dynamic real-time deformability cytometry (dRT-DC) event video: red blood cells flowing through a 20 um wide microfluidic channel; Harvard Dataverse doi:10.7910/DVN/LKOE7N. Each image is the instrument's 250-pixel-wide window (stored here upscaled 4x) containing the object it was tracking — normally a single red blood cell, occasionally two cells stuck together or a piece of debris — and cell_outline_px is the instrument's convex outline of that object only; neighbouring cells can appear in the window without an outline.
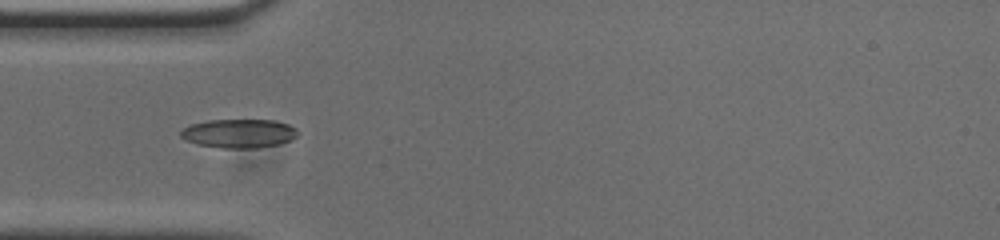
{"species": "common noctule bat (a hibernating species)", "species_latin": "Nyctalus noctula", "temperature_condition": "cold", "stored_images_in_passage": 10, "camera_frame_rate_fps": 3000, "um_per_image_px": 0.085, "animal": {"sex": "male", "body_mass_g": 20.0, "forearm_length_mm": 53.3}, "frame": {"image": 1, "passage_image": 4, "time_ms": 1.0, "image_size_px": [1000, 240], "cell_outline_px": [[296, 136], [280, 144], [256, 148], [220, 148], [196, 144], [180, 136], [180, 132], [184, 128], [192, 124], [208, 120], [276, 120], [288, 124], [296, 128]], "centroid_in_image_um": [20.3, 11.34], "position_along_channel_um": 64.7, "area_um2": 19.54}}
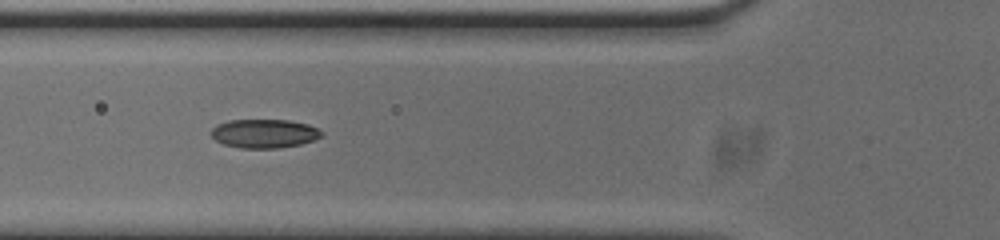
{"frame": {"image": 2, "passage_image": 7, "time_ms": 2.0, "image_size_px": [1000, 240], "cell_outline_px": [[324, 136], [300, 144], [276, 148], [240, 148], [224, 144], [216, 140], [212, 136], [212, 128], [216, 124], [228, 120], [288, 120], [308, 124], [324, 132]], "centroid_in_image_um": [22.47, 11.34], "position_along_channel_um": 103.3, "area_um2": 18.5}}